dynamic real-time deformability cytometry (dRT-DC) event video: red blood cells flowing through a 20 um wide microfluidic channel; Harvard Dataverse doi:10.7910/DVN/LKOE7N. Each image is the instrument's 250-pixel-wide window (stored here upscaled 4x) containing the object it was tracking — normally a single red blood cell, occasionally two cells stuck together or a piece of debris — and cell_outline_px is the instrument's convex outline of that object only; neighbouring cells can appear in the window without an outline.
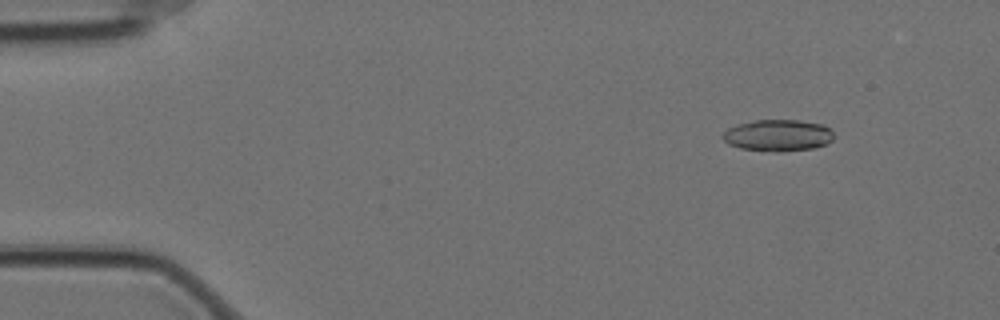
{"species": "Egyptian fruit bat (a non-hibernating species)", "species_latin": "Rousettus aegyptiacus", "temperature_condition": "cold", "stored_images_in_passage": 55, "camera_frame_rate_fps": 3000, "um_per_image_px": 0.085, "animal": {"sex": "female"}, "frame": {"image": 1, "passage_image": 4, "time_ms": 1.0, "image_size_px": [1000, 320], "cell_outline_px": [[832, 140], [824, 144], [812, 148], [780, 152], [776, 152], [740, 148], [728, 144], [724, 140], [724, 132], [728, 128], [740, 124], [756, 120], [800, 120], [820, 124], [828, 128], [832, 132]], "centroid_in_image_um": [66.11, 11.51], "position_along_channel_um": 18.9, "area_um2": 20.11}}
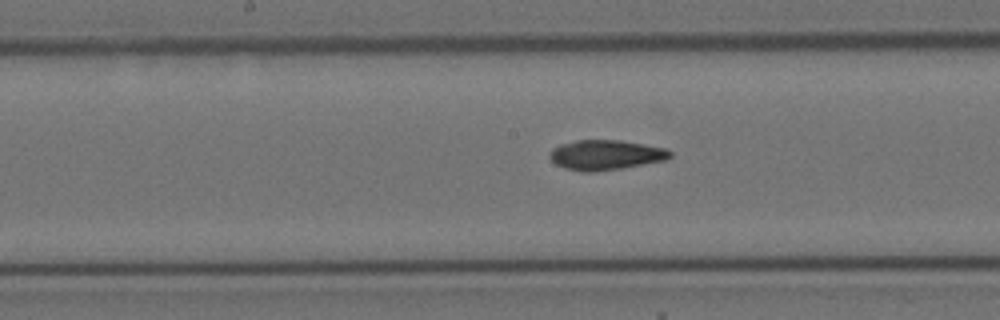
{"frame": {"image": 2, "passage_image": 27, "time_ms": 8.667, "image_size_px": [1000, 320], "cell_outline_px": [[672, 156], [664, 160], [620, 168], [596, 172], [584, 172], [564, 168], [556, 164], [548, 156], [552, 148], [560, 144], [576, 140], [620, 140], [664, 148], [672, 152]], "centroid_in_image_um": [51.43, 13.17], "position_along_channel_um": 196.8, "area_um2": 20.87}}
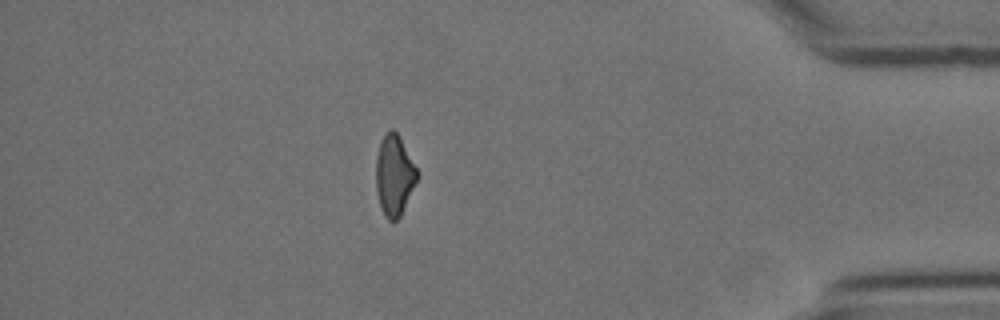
{"frame": {"image": 3, "passage_image": 48, "time_ms": 15.667, "image_size_px": [1000, 320], "cell_outline_px": [[420, 176], [400, 216], [392, 224], [384, 216], [380, 208], [376, 192], [376, 156], [380, 140], [384, 132], [392, 128], [400, 136]], "centroid_in_image_um": [33.5, 14.91], "position_along_channel_um": 401.7, "area_um2": 19.77}}